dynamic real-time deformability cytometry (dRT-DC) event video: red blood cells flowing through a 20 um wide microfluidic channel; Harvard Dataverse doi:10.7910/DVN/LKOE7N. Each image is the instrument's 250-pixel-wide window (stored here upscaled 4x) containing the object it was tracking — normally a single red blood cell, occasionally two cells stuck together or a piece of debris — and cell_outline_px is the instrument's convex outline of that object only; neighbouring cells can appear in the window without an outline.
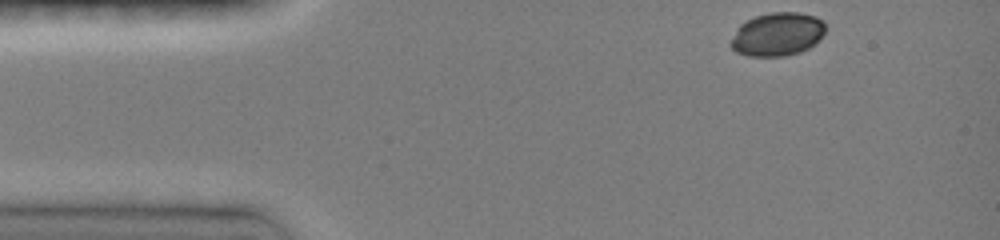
{"species": "common noctule bat (a hibernating species)", "species_latin": "Nyctalus noctula", "temperature_condition": "room temperature", "stored_images_in_passage": 4, "camera_frame_rate_fps": 3000, "um_per_image_px": 0.085, "animal": {"sex": "female", "body_mass_g": 19.0, "forearm_length_mm": 51.5}, "frame": {"image": 1, "passage_image": 1, "time_ms": 0.0, "image_size_px": [1000, 240], "cell_outline_px": [[828, 28], [816, 44], [800, 52], [784, 56], [748, 56], [736, 52], [728, 44], [736, 28], [740, 24], [756, 16], [772, 12], [796, 12], [816, 16]], "centroid_in_image_um": [66.07, 2.92], "position_along_channel_um": 18.9, "area_um2": 24.16}}